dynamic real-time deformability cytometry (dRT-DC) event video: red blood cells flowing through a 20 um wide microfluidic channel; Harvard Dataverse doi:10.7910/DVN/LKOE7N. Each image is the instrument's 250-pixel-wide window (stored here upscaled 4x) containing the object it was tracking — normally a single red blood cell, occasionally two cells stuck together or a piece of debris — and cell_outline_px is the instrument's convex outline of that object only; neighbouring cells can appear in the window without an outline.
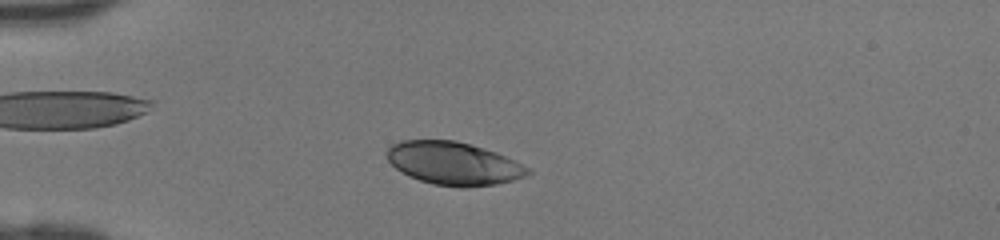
{"species": "human", "species_latin": "Homo sapiens", "temperature_condition": "room temperature", "stored_images_in_passage": 41, "camera_frame_rate_fps": 3000, "um_per_image_px": 0.085, "donor": {"sex": "female"}, "frame": {"image": 1, "passage_image": 8, "time_ms": 2.333, "image_size_px": [1000, 240], "cell_outline_px": [[532, 172], [528, 176], [496, 184], [468, 188], [460, 188], [432, 184], [408, 176], [396, 168], [388, 160], [388, 148], [392, 144], [400, 140], [456, 140], [496, 152], [528, 168]], "centroid_in_image_um": [38.55, 13.9], "position_along_channel_um": 46.5, "area_um2": 35.2}}
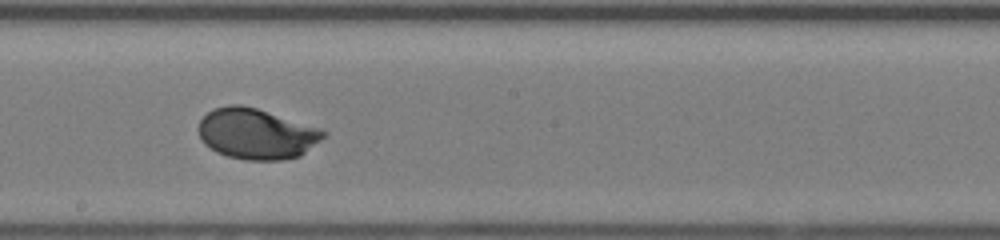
{"frame": {"image": 2, "passage_image": 22, "time_ms": 7.0, "image_size_px": [1000, 240], "cell_outline_px": [[328, 132], [320, 140], [300, 156], [284, 160], [244, 160], [228, 156], [216, 152], [204, 144], [196, 128], [200, 120], [212, 108], [228, 104], [240, 104], [256, 108], [320, 128]], "centroid_in_image_um": [21.76, 11.37], "position_along_channel_um": 226.4, "area_um2": 36.99}}
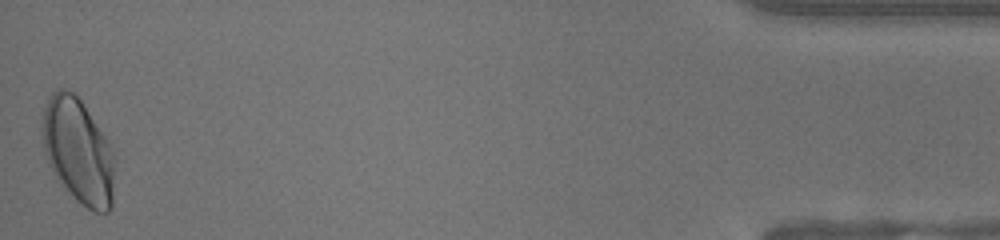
{"frame": {"image": 3, "passage_image": 41, "time_ms": 13.333, "image_size_px": [1000, 240], "cell_outline_px": [[116, 160], [112, 208], [108, 212], [92, 212], [76, 200], [56, 180], [48, 164], [44, 152], [40, 136], [40, 132], [44, 108], [52, 92], [60, 88], [64, 88], [72, 92], [80, 100], [104, 136]], "centroid_in_image_um": [6.62, 12.89], "position_along_channel_um": 428.6, "area_um2": 44.8}}